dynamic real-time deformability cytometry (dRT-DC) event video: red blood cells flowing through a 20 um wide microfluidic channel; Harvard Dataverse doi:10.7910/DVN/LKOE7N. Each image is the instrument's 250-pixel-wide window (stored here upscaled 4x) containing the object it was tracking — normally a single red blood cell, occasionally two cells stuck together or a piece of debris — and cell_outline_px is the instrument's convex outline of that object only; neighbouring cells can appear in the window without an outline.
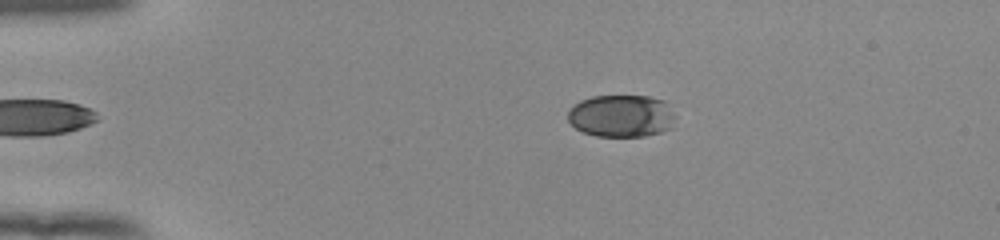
{"species": "human", "species_latin": "Homo sapiens", "temperature_condition": "room temperature", "stored_images_in_passage": 43, "camera_frame_rate_fps": 3000, "um_per_image_px": 0.085, "donor": {"sex": "female"}, "frame": {"image": 1, "passage_image": 3, "time_ms": 0.667, "image_size_px": [1000, 240], "cell_outline_px": [[676, 116], [672, 128], [660, 132], [644, 136], [596, 136], [584, 132], [576, 128], [568, 120], [568, 112], [580, 100], [592, 96], [648, 96], [664, 100], [668, 104]], "centroid_in_image_um": [52.86, 9.85], "position_along_channel_um": 32.1, "area_um2": 26.59}}
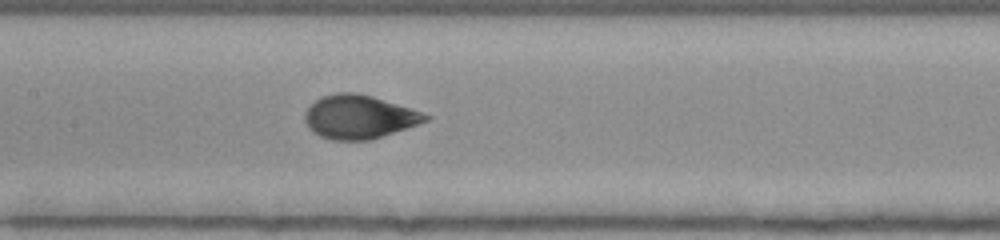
{"frame": {"image": 2, "passage_image": 19, "time_ms": 6.0, "image_size_px": [1000, 240], "cell_outline_px": [[432, 116], [428, 120], [368, 140], [332, 140], [320, 136], [312, 132], [308, 128], [304, 120], [304, 112], [320, 96], [336, 92], [356, 92], [372, 96]], "centroid_in_image_um": [30.43, 9.92], "position_along_channel_um": 177.0, "area_um2": 30.23}}
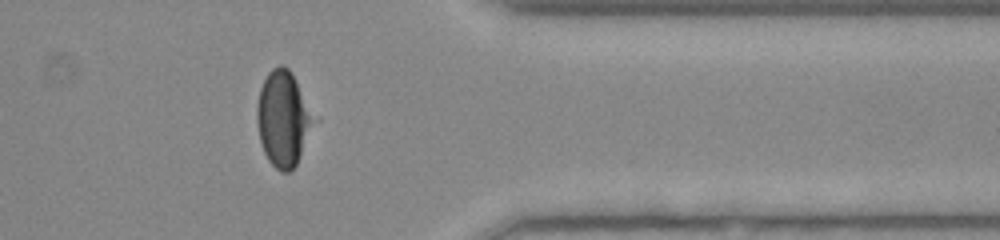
{"frame": {"image": 3, "passage_image": 36, "time_ms": 11.667, "image_size_px": [1000, 240], "cell_outline_px": [[320, 120], [296, 164], [288, 172], [280, 172], [268, 160], [264, 152], [260, 140], [256, 124], [256, 108], [260, 88], [268, 72], [272, 68], [280, 64], [284, 64], [288, 68]], "centroid_in_image_um": [24.13, 10.09], "position_along_channel_um": 387.3, "area_um2": 32.43}}